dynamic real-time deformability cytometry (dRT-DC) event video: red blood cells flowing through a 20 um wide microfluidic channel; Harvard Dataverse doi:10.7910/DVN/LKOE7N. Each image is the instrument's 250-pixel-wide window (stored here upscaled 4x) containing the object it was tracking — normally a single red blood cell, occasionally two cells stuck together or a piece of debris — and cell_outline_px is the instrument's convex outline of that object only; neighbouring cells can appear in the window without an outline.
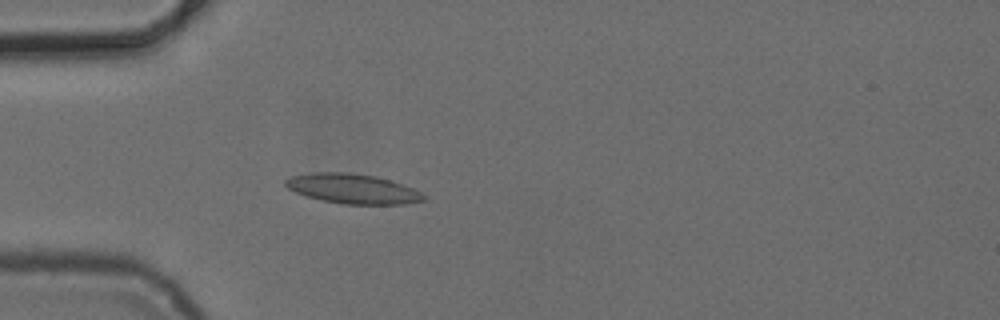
{"species": "common noctule bat (a hibernating species)", "species_latin": "Nyctalus noctula", "temperature_condition": "cold", "stored_images_in_passage": 4, "camera_frame_rate_fps": 3000, "um_per_image_px": 0.085, "animal": {"sex": "female", "body_mass_g": 24.6, "forearm_length_mm": 56.2}, "frame": {"image": 1, "passage_image": 4, "time_ms": 3.333, "image_size_px": [1000, 320], "cell_outline_px": [[428, 196], [424, 200], [404, 204], [344, 204], [324, 200], [308, 196], [296, 192], [288, 188], [284, 184], [284, 180], [292, 176], [312, 172], [344, 172], [376, 176], [412, 188]], "centroid_in_image_um": [29.97, 16.04], "position_along_channel_um": 55.0, "area_um2": 23.64}}